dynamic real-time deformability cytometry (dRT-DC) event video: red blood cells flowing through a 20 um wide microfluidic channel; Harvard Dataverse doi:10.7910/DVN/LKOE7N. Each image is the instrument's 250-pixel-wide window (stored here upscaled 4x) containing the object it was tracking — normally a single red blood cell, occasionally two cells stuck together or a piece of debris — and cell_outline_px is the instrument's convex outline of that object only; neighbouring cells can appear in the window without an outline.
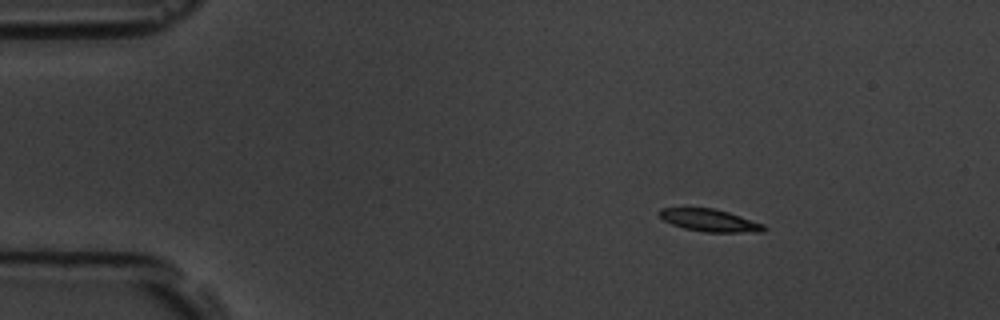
{"species": "common noctule bat (a hibernating species)", "species_latin": "Nyctalus noctula", "temperature_condition": "room temperature", "stored_images_in_passage": 5, "camera_frame_rate_fps": 3000, "um_per_image_px": 0.085, "animal": {"sex": "male", "body_mass_g": 19.5, "forearm_length_mm": 54.6}, "frame": {"image": 1, "passage_image": 2, "time_ms": 1.333, "image_size_px": [1000, 320], "cell_outline_px": [[768, 228], [764, 232], [704, 232], [684, 228], [672, 224], [664, 220], [656, 212], [660, 208], [712, 208], [728, 212], [764, 224]], "centroid_in_image_um": [60.33, 18.73], "position_along_channel_um": 24.7, "area_um2": 13.64}}
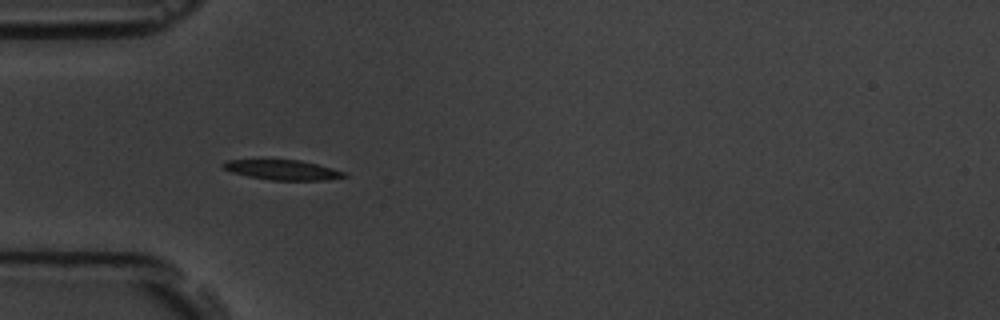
{"frame": {"image": 2, "passage_image": 4, "time_ms": 4.333, "image_size_px": [1000, 320], "cell_outline_px": [[348, 176], [324, 180], [272, 180], [248, 176], [232, 172], [220, 168], [220, 164], [228, 160], [300, 160], [332, 168], [344, 172]], "centroid_in_image_um": [23.97, 14.44], "position_along_channel_um": 61.0, "area_um2": 13.93}}
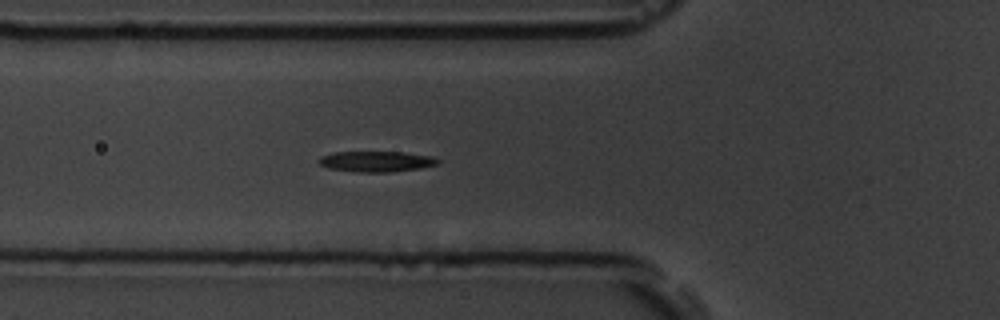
{"frame": {"image": 3, "passage_image": 5, "time_ms": 5.333, "image_size_px": [1000, 320], "cell_outline_px": [[440, 160], [436, 164], [420, 168], [392, 172], [360, 172], [328, 168], [320, 164], [316, 160], [320, 156], [332, 152], [404, 152], [432, 156]], "centroid_in_image_um": [31.95, 13.72], "position_along_channel_um": 93.8, "area_um2": 14.33}}